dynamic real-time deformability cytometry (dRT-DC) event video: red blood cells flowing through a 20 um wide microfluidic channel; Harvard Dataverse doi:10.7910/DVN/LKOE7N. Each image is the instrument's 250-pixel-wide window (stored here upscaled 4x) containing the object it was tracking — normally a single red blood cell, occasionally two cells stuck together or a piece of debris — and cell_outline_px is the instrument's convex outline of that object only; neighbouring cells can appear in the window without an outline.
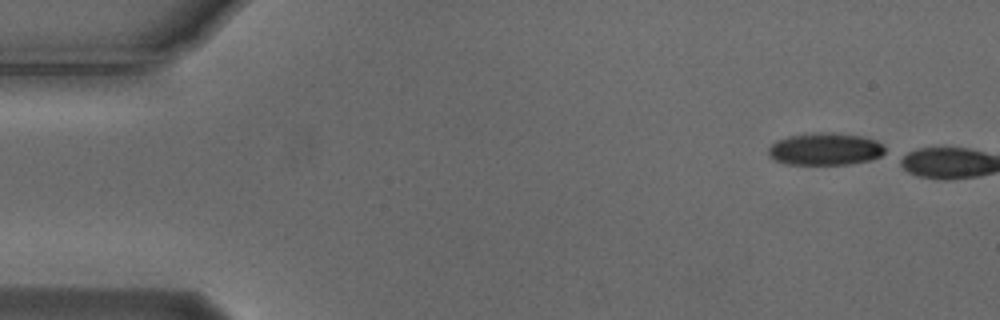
{"species": "Egyptian fruit bat (a non-hibernating species)", "species_latin": "Rousettus aegyptiacus", "temperature_condition": "cold", "stored_images_in_passage": 9, "camera_frame_rate_fps": 3000, "um_per_image_px": 0.085, "animal": {"sex": "male"}, "frame": {"image": 1, "passage_image": 1, "time_ms": 0.0, "image_size_px": [1000, 320], "cell_outline_px": [[884, 152], [880, 156], [868, 160], [848, 164], [788, 164], [776, 160], [768, 156], [768, 148], [776, 140], [788, 136], [820, 132], [832, 132], [860, 136], [876, 140], [884, 148]], "centroid_in_image_um": [70.1, 12.66], "position_along_channel_um": 14.9, "area_um2": 21.73}}